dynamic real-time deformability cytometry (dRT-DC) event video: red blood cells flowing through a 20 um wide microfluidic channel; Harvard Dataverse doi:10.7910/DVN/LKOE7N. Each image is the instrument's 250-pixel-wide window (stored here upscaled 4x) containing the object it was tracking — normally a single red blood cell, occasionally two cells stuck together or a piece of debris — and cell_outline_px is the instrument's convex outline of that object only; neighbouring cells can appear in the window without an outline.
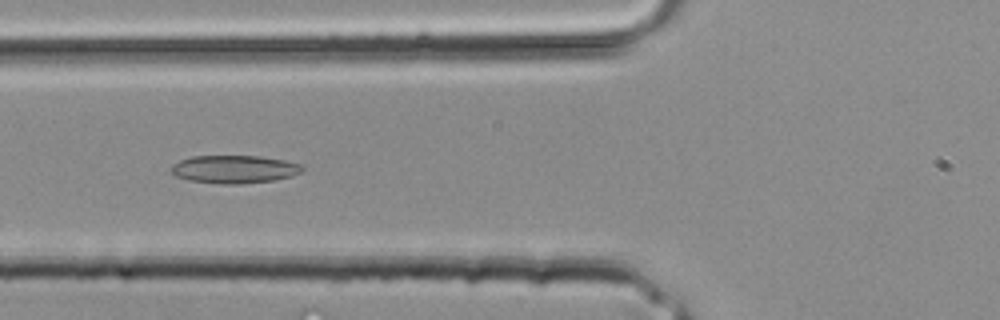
{"species": "common noctule bat (a hibernating species)", "species_latin": "Nyctalus noctula", "temperature_condition": "room temperature", "stored_images_in_passage": 23, "camera_frame_rate_fps": 3000, "um_per_image_px": 0.085, "animal": {"sex": "male", "body_mass_g": 20.4}, "frame": {"image": 1, "passage_image": 8, "time_ms": 2.333, "image_size_px": [1000, 320], "cell_outline_px": [[304, 168], [300, 172], [292, 176], [276, 180], [240, 184], [224, 184], [188, 180], [176, 176], [172, 172], [172, 164], [180, 160], [192, 156], [260, 156], [284, 160], [300, 164]], "centroid_in_image_um": [19.92, 14.38], "position_along_channel_um": 105.9, "area_um2": 21.33}}
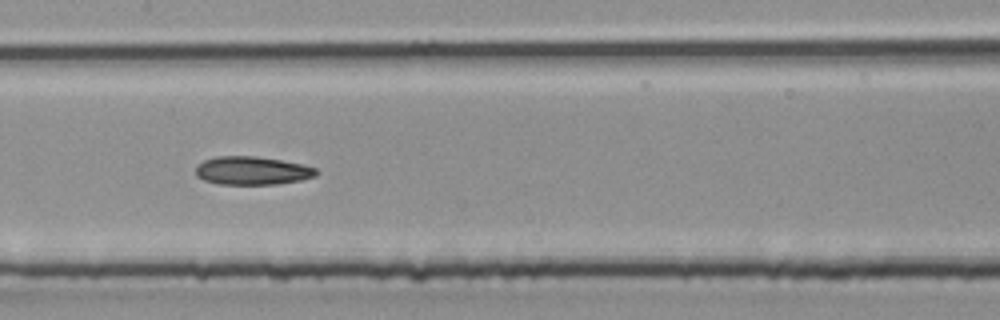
{"frame": {"image": 2, "passage_image": 12, "time_ms": 3.667, "image_size_px": [1000, 320], "cell_outline_px": [[320, 172], [316, 176], [300, 180], [276, 184], [220, 184], [204, 180], [196, 176], [196, 164], [204, 160], [216, 156], [256, 156], [304, 164], [316, 168]], "centroid_in_image_um": [21.44, 14.5], "position_along_channel_um": 186.0, "area_um2": 20.0}}
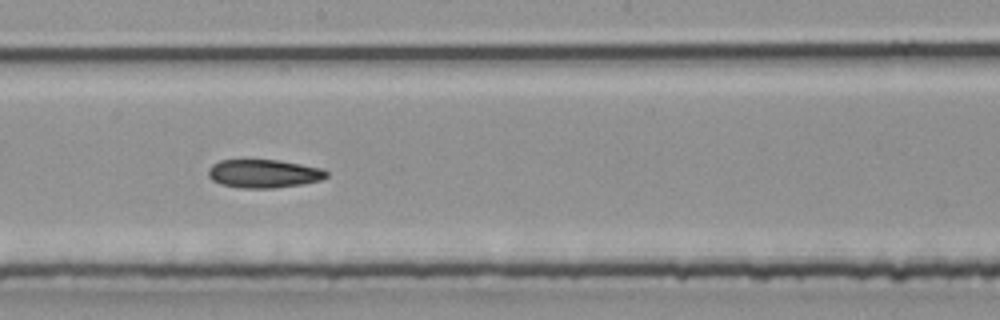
{"frame": {"image": 3, "passage_image": 14, "time_ms": 4.333, "image_size_px": [1000, 320], "cell_outline_px": [[328, 176], [320, 180], [300, 184], [272, 188], [240, 188], [220, 184], [212, 180], [208, 176], [208, 168], [212, 164], [220, 160], [280, 160], [324, 168], [328, 172]], "centroid_in_image_um": [22.41, 14.75], "position_along_channel_um": 225.8, "area_um2": 19.65}}